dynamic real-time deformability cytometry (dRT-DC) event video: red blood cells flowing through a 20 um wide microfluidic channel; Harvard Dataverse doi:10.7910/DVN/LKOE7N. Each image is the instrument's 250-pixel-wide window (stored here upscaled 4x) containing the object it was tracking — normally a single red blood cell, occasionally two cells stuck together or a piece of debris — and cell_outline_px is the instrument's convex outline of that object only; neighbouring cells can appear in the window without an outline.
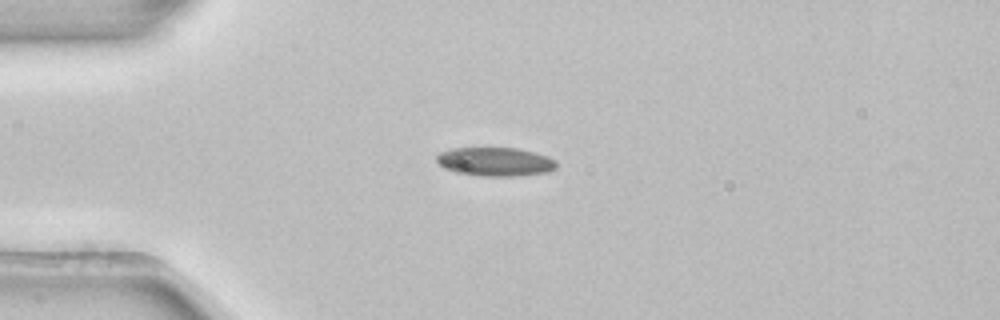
{"species": "common noctule bat (a hibernating species)", "species_latin": "Nyctalus noctula", "temperature_condition": "room temperature", "stored_images_in_passage": 3, "camera_frame_rate_fps": 3000, "um_per_image_px": 0.085, "animal": {"sex": "female", "body_mass_g": 22.7, "forearm_length_mm": 54.2}, "frame": {"image": 1, "passage_image": 2, "time_ms": 0.333, "image_size_px": [1000, 320], "cell_outline_px": [[556, 168], [548, 172], [516, 176], [480, 176], [456, 172], [444, 168], [436, 160], [436, 156], [440, 152], [452, 148], [516, 148], [536, 152], [548, 156], [556, 160]], "centroid_in_image_um": [42.11, 13.74], "position_along_channel_um": 42.9, "area_um2": 20.17}}